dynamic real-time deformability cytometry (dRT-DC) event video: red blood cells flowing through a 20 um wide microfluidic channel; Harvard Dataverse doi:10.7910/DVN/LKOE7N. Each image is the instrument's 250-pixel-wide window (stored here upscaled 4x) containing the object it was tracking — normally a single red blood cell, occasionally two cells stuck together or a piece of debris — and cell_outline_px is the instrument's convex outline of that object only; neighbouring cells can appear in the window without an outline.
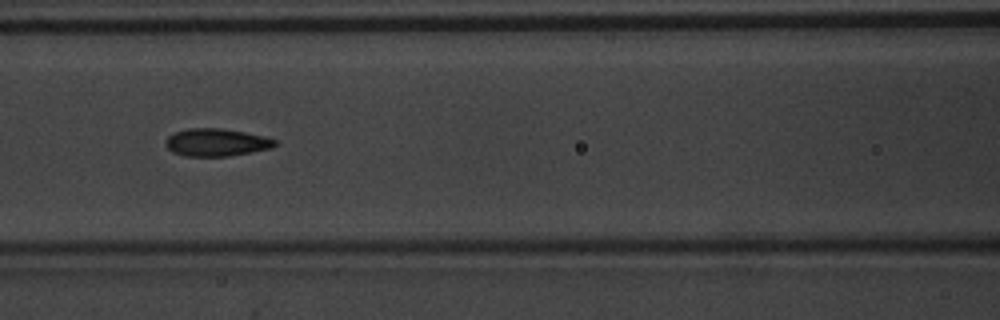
{"species": "common noctule bat (a hibernating species)", "species_latin": "Nyctalus noctula", "temperature_condition": "warm", "stored_images_in_passage": 9, "camera_frame_rate_fps": 3000, "um_per_image_px": 0.085, "animal": {"sex": "male", "body_mass_g": 20.1, "forearm_length_mm": 53.5}, "frame": {"image": 1, "passage_image": 7, "time_ms": 2.0, "image_size_px": [1000, 320], "cell_outline_px": [[276, 144], [272, 148], [252, 152], [228, 156], [184, 156], [172, 152], [164, 144], [164, 140], [168, 136], [176, 132], [188, 128], [220, 128], [244, 132], [264, 136], [276, 140]], "centroid_in_image_um": [18.36, 12.1], "position_along_channel_um": 148.2, "area_um2": 17.63}}
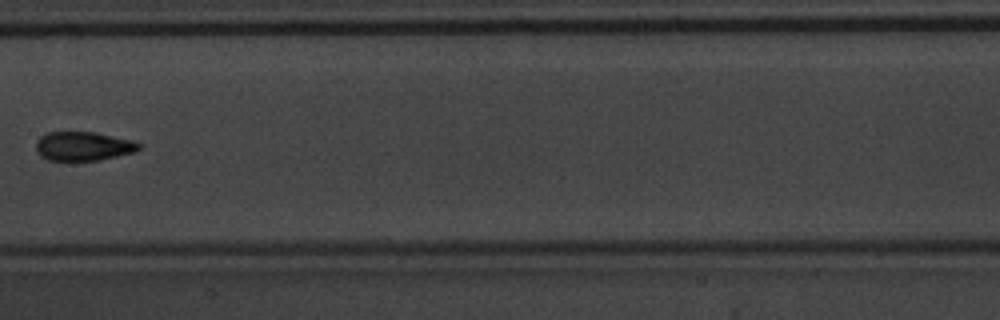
{"frame": {"image": 2, "passage_image": 8, "time_ms": 2.333, "image_size_px": [1000, 320], "cell_outline_px": [[140, 148], [136, 152], [100, 160], [48, 160], [40, 156], [36, 152], [36, 140], [40, 136], [48, 132], [96, 132], [132, 140], [140, 144]], "centroid_in_image_um": [7.07, 12.42], "position_along_channel_um": 200.3, "area_um2": 17.51}}